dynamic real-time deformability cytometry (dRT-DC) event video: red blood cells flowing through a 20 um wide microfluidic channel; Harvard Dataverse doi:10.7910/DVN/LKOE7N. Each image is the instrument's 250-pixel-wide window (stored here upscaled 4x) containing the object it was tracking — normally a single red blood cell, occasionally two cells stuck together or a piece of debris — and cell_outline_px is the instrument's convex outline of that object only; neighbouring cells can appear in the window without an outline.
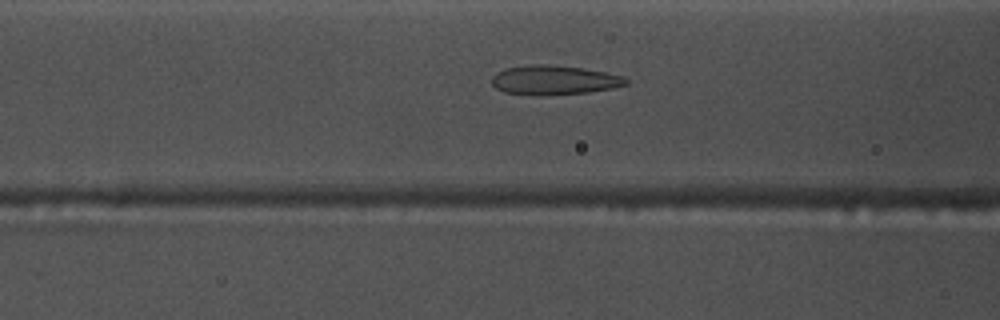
{"species": "common noctule bat (a hibernating species)", "species_latin": "Nyctalus noctula", "temperature_condition": "warm", "stored_images_in_passage": 39, "camera_frame_rate_fps": 3000, "um_per_image_px": 0.085, "animal": {"sex": "male", "body_mass_g": 17.5, "forearm_length_mm": 52.3}, "frame": {"image": 1, "passage_image": 11, "time_ms": 3.333, "image_size_px": [1000, 320], "cell_outline_px": [[628, 84], [612, 88], [588, 92], [544, 96], [504, 92], [496, 88], [492, 84], [492, 76], [496, 72], [504, 68], [532, 64], [544, 64], [580, 68], [604, 72], [624, 76], [628, 80]], "centroid_in_image_um": [47.07, 6.81], "position_along_channel_um": 119.5, "area_um2": 22.95}}
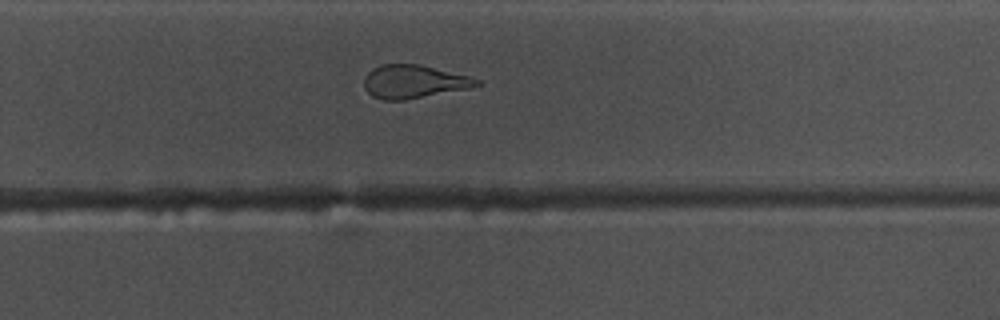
{"frame": {"image": 2, "passage_image": 25, "time_ms": 8.0, "image_size_px": [1000, 320], "cell_outline_px": [[484, 84], [468, 88], [404, 100], [384, 100], [372, 96], [364, 88], [364, 76], [372, 68], [380, 64], [420, 64], [468, 76], [480, 80]], "centroid_in_image_um": [35.14, 6.93], "position_along_channel_um": 294.7, "area_um2": 21.79}}
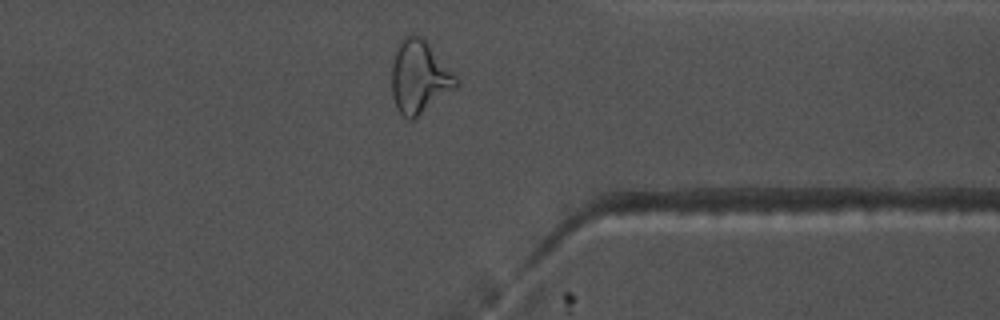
{"frame": {"image": 3, "passage_image": 32, "time_ms": 10.333, "image_size_px": [1000, 320], "cell_outline_px": [[460, 84], [456, 88], [416, 120], [408, 120], [396, 108], [392, 96], [392, 64], [400, 40], [404, 36], [420, 36], [428, 44], [460, 80]], "centroid_in_image_um": [35.66, 6.62], "position_along_channel_um": 375.7, "area_um2": 27.4}, "authors_computed_cell_mechanics": {"area_um2": 22.9466, "velocity_mm_per_s": 3.7619, "shape_relaxation_time_tau1_ms": null, "shape_relaxation_time_tau2_ms": 1.6966, "deformation_change_tau1": null, "deformation_change_tau2": 0.1073}}